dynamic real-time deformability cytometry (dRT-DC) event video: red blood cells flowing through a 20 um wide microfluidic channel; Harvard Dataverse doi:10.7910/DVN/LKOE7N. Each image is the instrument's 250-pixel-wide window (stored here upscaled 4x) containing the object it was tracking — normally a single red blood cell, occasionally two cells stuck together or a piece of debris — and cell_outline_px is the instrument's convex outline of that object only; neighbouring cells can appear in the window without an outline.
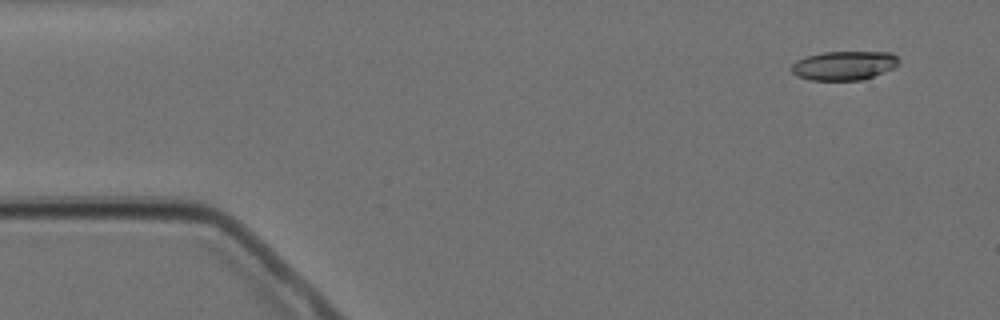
{"species": "Egyptian fruit bat (a non-hibernating species)", "species_latin": "Rousettus aegyptiacus", "temperature_condition": "cold", "stored_images_in_passage": 4, "camera_frame_rate_fps": 3000, "um_per_image_px": 0.085, "animal": {"sex": "female"}, "frame": {"image": 1, "passage_image": 1, "time_ms": 0.0, "image_size_px": [1000, 320], "cell_outline_px": [[900, 60], [892, 68], [884, 72], [864, 80], [812, 80], [796, 76], [792, 72], [792, 64], [796, 60], [808, 56], [824, 52], [892, 52]], "centroid_in_image_um": [71.74, 5.57], "position_along_channel_um": 13.3, "area_um2": 18.09}}
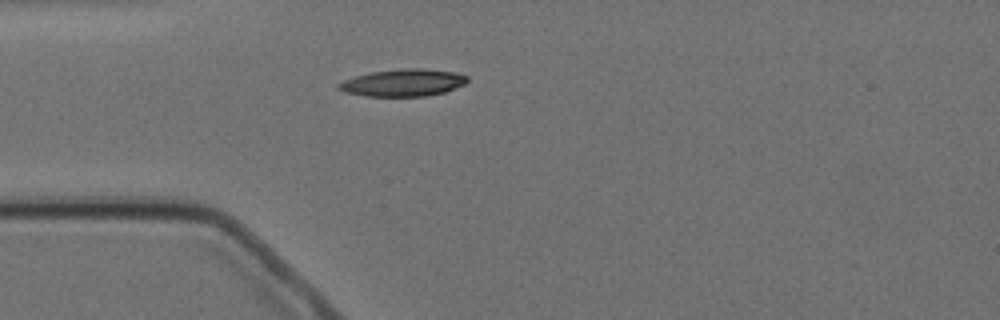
{"frame": {"image": 2, "passage_image": 4, "time_ms": 3.667, "image_size_px": [1000, 320], "cell_outline_px": [[468, 80], [464, 84], [444, 92], [428, 96], [364, 96], [348, 92], [336, 88], [336, 84], [344, 80], [356, 76], [372, 72], [404, 68], [416, 68], [456, 72], [468, 76]], "centroid_in_image_um": [34.27, 7.03], "position_along_channel_um": 50.7, "area_um2": 20.23}}